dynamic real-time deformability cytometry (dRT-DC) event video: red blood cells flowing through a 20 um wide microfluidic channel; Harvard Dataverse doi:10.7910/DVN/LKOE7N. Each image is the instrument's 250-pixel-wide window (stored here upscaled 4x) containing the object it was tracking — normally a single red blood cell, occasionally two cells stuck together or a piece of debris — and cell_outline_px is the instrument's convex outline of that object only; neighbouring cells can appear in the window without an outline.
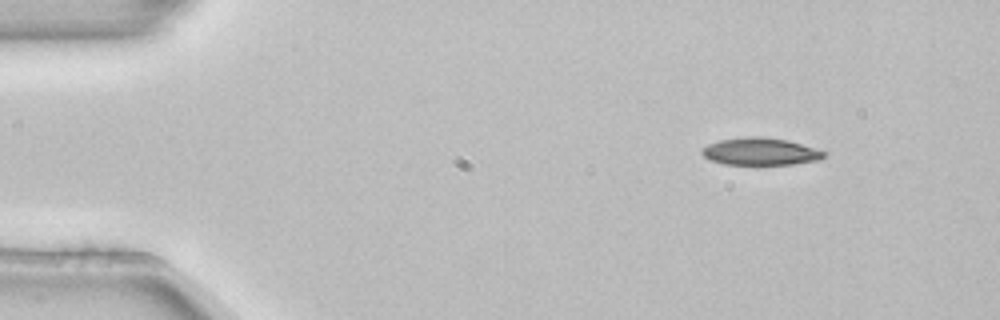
{"species": "common noctule bat (a hibernating species)", "species_latin": "Nyctalus noctula", "temperature_condition": "room temperature", "stored_images_in_passage": 3, "camera_frame_rate_fps": 3000, "um_per_image_px": 0.085, "animal": {"sex": "female", "body_mass_g": 22.7, "forearm_length_mm": 54.2}, "frame": {"image": 1, "passage_image": 1, "time_ms": 0.0, "image_size_px": [1000, 320], "cell_outline_px": [[828, 156], [820, 160], [792, 164], [724, 164], [712, 160], [704, 156], [700, 152], [708, 144], [720, 140], [748, 136], [760, 136], [788, 140], [824, 152]], "centroid_in_image_um": [64.64, 12.88], "position_along_channel_um": 20.4, "area_um2": 19.19}}
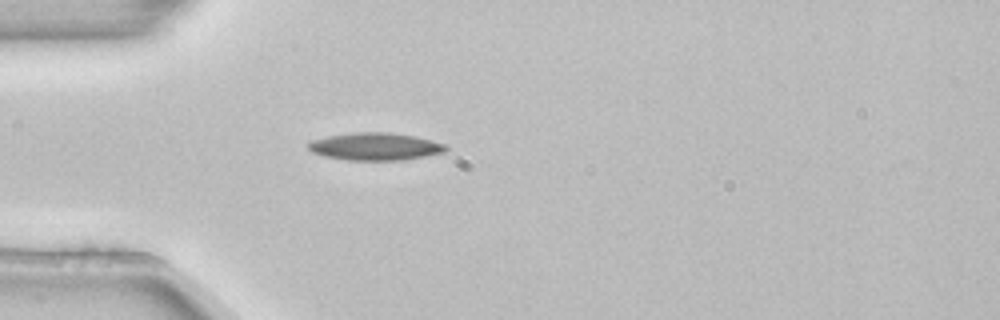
{"frame": {"image": 2, "passage_image": 3, "time_ms": 0.667, "image_size_px": [1000, 320], "cell_outline_px": [[448, 148], [444, 152], [404, 160], [348, 160], [324, 156], [312, 152], [308, 148], [308, 144], [312, 140], [328, 136], [356, 132], [388, 132], [416, 136], [432, 140], [444, 144]], "centroid_in_image_um": [31.9, 12.45], "position_along_channel_um": 53.1, "area_um2": 21.96}}